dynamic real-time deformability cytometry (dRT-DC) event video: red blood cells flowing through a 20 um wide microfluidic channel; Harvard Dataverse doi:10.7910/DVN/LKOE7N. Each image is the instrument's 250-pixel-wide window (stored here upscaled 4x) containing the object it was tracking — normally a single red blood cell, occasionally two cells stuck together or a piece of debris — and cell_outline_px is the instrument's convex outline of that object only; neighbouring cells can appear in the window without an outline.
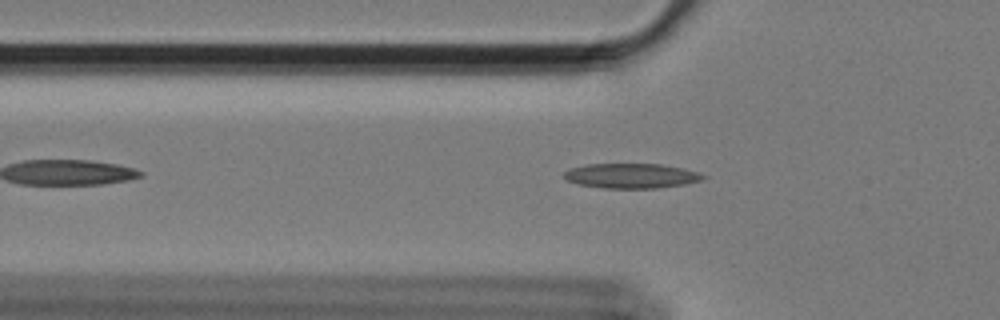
{"species": "Egyptian fruit bat (a non-hibernating species)", "species_latin": "Rousettus aegyptiacus", "temperature_condition": "cold", "stored_images_in_passage": 49, "camera_frame_rate_fps": 3000, "um_per_image_px": 0.085, "animal": {"sex": "female"}, "frame": {"image": 1, "passage_image": 10, "time_ms": 3.0, "image_size_px": [1000, 320], "cell_outline_px": [[708, 176], [700, 180], [684, 184], [656, 188], [600, 188], [576, 184], [568, 180], [564, 176], [564, 172], [568, 168], [588, 164], [660, 164], [684, 168]], "centroid_in_image_um": [53.62, 14.94], "position_along_channel_um": 72.2, "area_um2": 20.11}}
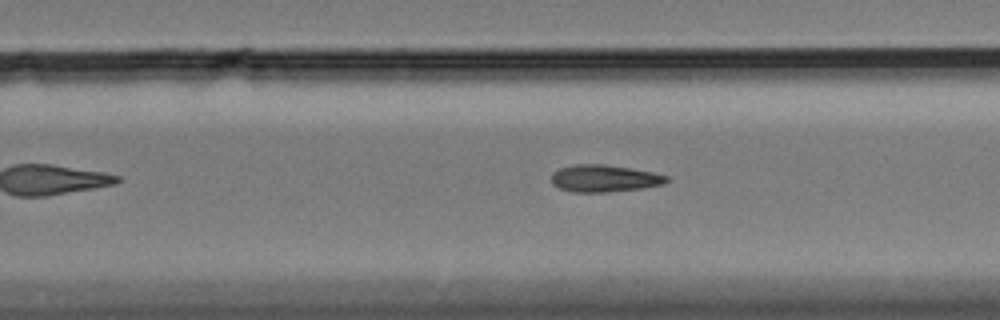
{"frame": {"image": 2, "passage_image": 28, "time_ms": 9.0, "image_size_px": [1000, 320], "cell_outline_px": [[668, 180], [664, 184], [644, 188], [608, 192], [572, 192], [560, 188], [552, 184], [552, 172], [560, 168], [576, 164], [604, 164], [632, 168], [652, 172], [668, 176]], "centroid_in_image_um": [51.37, 15.16], "position_along_channel_um": 278.4, "area_um2": 18.26}}
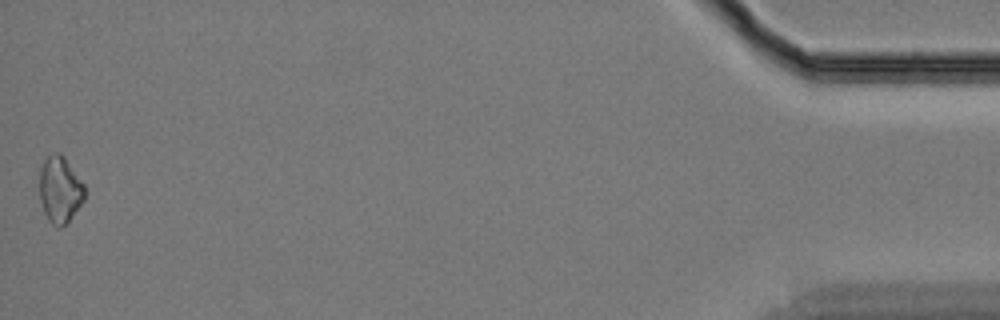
{"frame": {"image": 3, "passage_image": 49, "time_ms": 16.0, "image_size_px": [1000, 320], "cell_outline_px": [[84, 200], [68, 220], [60, 228], [56, 228], [48, 220], [44, 212], [40, 200], [40, 168], [44, 160], [48, 156], [56, 152], [60, 152], [64, 156], [84, 184]], "centroid_in_image_um": [5.08, 16.11], "position_along_channel_um": 430.1, "area_um2": 17.34}}